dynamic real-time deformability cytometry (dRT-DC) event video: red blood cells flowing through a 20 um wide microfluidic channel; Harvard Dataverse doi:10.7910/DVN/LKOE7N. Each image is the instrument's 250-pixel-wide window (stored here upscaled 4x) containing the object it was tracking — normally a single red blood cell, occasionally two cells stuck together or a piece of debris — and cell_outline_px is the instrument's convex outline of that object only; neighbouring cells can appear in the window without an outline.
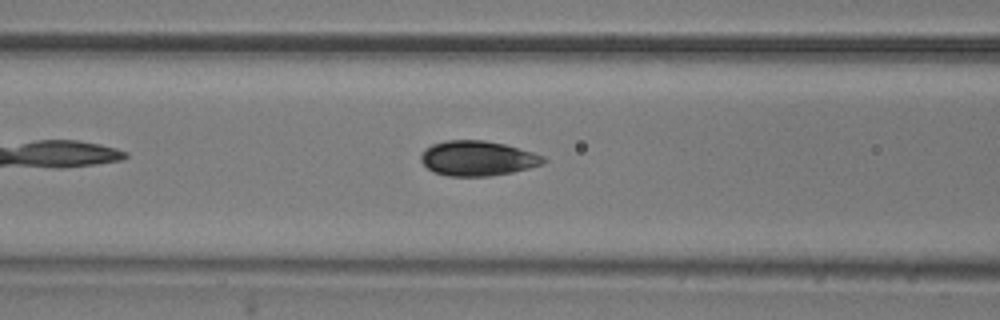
{"species": "common noctule bat (a hibernating species)", "species_latin": "Nyctalus noctula", "temperature_condition": "room temperature", "stored_images_in_passage": 4, "segment_of_instrument_passage": [2, 2], "camera_frame_rate_fps": 3000, "um_per_image_px": 0.085, "animal": {"sex": "male", "body_mass_g": 20.5, "forearm_length_mm": 52.5}, "frame": {"image": 1, "passage_image": 4, "time_ms": 1.0, "image_size_px": [1000, 320], "cell_outline_px": [[548, 160], [544, 164], [512, 172], [488, 176], [448, 176], [432, 172], [420, 160], [420, 156], [424, 148], [432, 144], [444, 140], [484, 140], [504, 144], [532, 152], [544, 156]], "centroid_in_image_um": [40.57, 13.45], "position_along_channel_um": 126.0, "area_um2": 25.09}}